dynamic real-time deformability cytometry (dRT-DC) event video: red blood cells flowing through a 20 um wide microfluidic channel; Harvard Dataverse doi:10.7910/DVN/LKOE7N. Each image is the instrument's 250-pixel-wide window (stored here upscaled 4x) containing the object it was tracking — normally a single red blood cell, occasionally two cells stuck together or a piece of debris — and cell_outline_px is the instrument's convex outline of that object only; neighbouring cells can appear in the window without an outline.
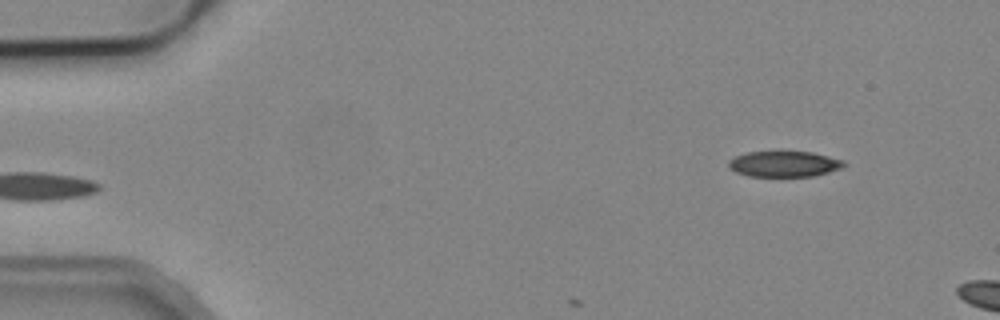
{"species": "common noctule bat (a hibernating species)", "species_latin": "Nyctalus noctula", "temperature_condition": "cold", "stored_images_in_passage": 4, "camera_frame_rate_fps": 3000, "um_per_image_px": 0.085, "animal": {"sex": "male", "body_mass_g": 19.2, "forearm_length_mm": 51.8}, "frame": {"image": 1, "passage_image": 2, "time_ms": 1.333, "image_size_px": [1000, 320], "cell_outline_px": [[848, 164], [844, 168], [812, 176], [748, 176], [736, 172], [728, 168], [728, 160], [736, 156], [748, 152], [780, 148], [812, 152], [844, 160]], "centroid_in_image_um": [66.66, 13.88], "position_along_channel_um": 18.3, "area_um2": 18.26}}